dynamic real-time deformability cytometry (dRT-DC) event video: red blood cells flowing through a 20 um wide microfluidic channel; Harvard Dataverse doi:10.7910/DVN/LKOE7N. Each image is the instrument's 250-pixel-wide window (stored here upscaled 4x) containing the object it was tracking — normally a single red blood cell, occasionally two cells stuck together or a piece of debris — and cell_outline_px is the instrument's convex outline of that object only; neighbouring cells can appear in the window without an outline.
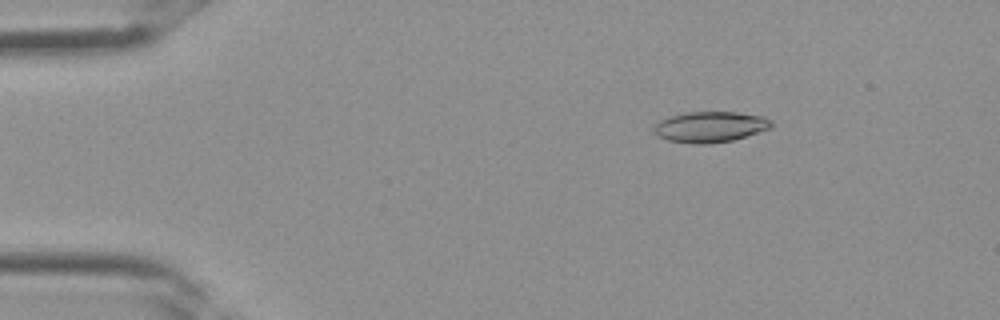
{"species": "Egyptian fruit bat (a non-hibernating species)", "species_latin": "Rousettus aegyptiacus", "temperature_condition": "room temperature", "stored_images_in_passage": 4, "camera_frame_rate_fps": 3000, "um_per_image_px": 0.085, "frame": {"image": 1, "passage_image": 2, "time_ms": 0.333, "image_size_px": [1000, 320], "cell_outline_px": [[772, 128], [732, 140], [712, 144], [692, 144], [668, 140], [652, 132], [652, 128], [660, 120], [672, 116], [688, 112], [736, 112], [764, 116], [772, 120]], "centroid_in_image_um": [60.38, 10.79], "position_along_channel_um": 24.6, "area_um2": 21.1}}
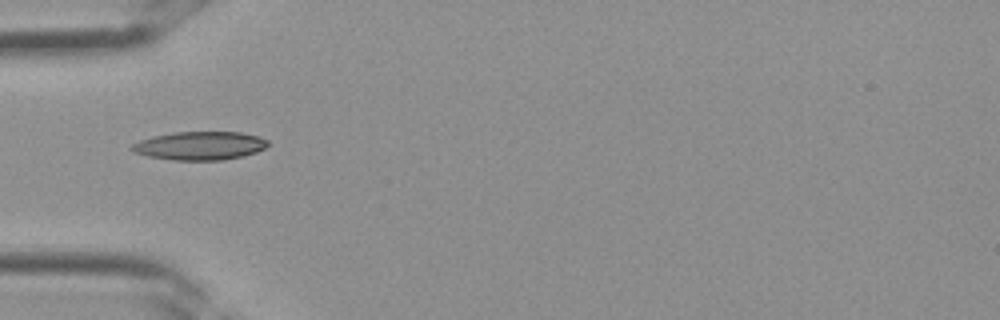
{"frame": {"image": 2, "passage_image": 4, "time_ms": 1.0, "image_size_px": [1000, 320], "cell_outline_px": [[268, 144], [264, 148], [256, 152], [244, 156], [224, 160], [172, 160], [148, 156], [132, 152], [128, 148], [132, 144], [140, 140], [152, 136], [172, 132], [240, 132], [260, 136], [268, 140]], "centroid_in_image_um": [16.96, 12.38], "position_along_channel_um": 68.0, "area_um2": 22.77}}